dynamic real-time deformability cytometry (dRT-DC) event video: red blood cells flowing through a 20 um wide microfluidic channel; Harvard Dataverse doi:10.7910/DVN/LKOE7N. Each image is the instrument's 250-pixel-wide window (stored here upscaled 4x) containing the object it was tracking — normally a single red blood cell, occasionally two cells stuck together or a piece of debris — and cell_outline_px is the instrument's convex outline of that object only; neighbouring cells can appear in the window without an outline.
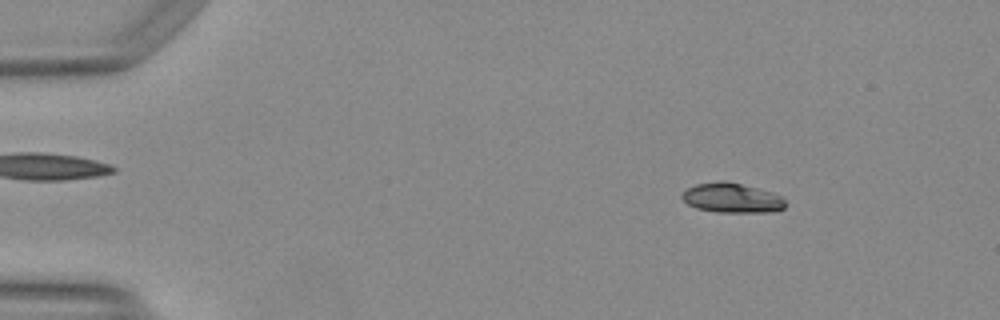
{"species": "Egyptian fruit bat (a non-hibernating species)", "species_latin": "Rousettus aegyptiacus", "temperature_condition": "warm", "stored_images_in_passage": 23, "camera_frame_rate_fps": 3000, "um_per_image_px": 0.085, "animal": {"sex": "female"}, "frame": {"image": 1, "passage_image": 1, "time_ms": 0.0, "image_size_px": [1000, 320], "cell_outline_px": [[788, 204], [784, 208], [772, 212], [716, 212], [696, 208], [688, 204], [680, 196], [688, 188], [696, 184], [720, 180], [724, 180], [772, 192], [780, 196]], "centroid_in_image_um": [62.22, 16.83], "position_along_channel_um": 22.8, "area_um2": 17.86}}
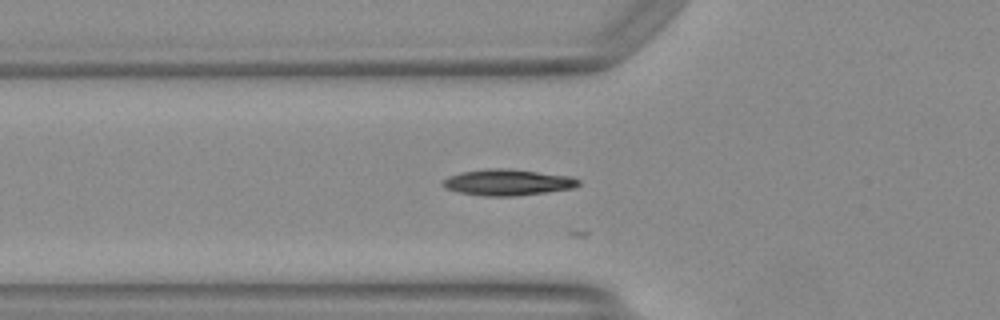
{"frame": {"image": 2, "passage_image": 12, "time_ms": 3.667, "image_size_px": [1000, 320], "cell_outline_px": [[580, 184], [572, 188], [544, 192], [512, 196], [484, 196], [460, 192], [444, 188], [440, 184], [448, 176], [460, 172], [488, 168], [508, 168], [568, 176], [580, 180]], "centroid_in_image_um": [43.09, 15.49], "position_along_channel_um": 82.7, "area_um2": 20.52}}
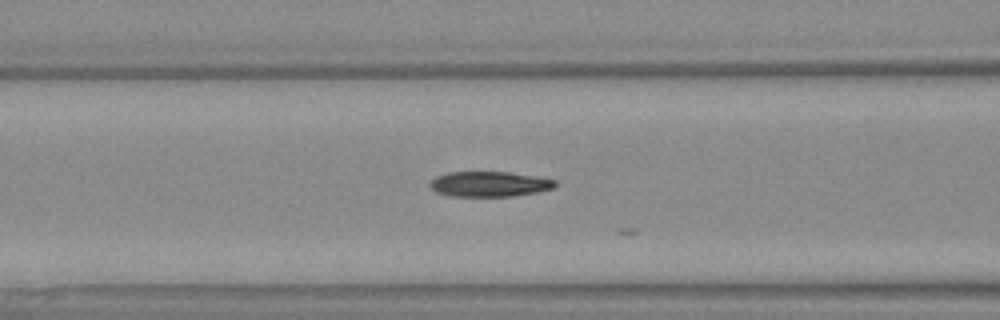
{"frame": {"image": 3, "passage_image": 15, "time_ms": 4.667, "image_size_px": [1000, 320], "cell_outline_px": [[556, 184], [552, 188], [536, 192], [512, 196], [448, 196], [436, 192], [428, 184], [436, 176], [448, 172], [508, 172], [536, 176], [556, 180]], "centroid_in_image_um": [41.57, 15.64], "position_along_channel_um": 125.0, "area_um2": 18.32}}